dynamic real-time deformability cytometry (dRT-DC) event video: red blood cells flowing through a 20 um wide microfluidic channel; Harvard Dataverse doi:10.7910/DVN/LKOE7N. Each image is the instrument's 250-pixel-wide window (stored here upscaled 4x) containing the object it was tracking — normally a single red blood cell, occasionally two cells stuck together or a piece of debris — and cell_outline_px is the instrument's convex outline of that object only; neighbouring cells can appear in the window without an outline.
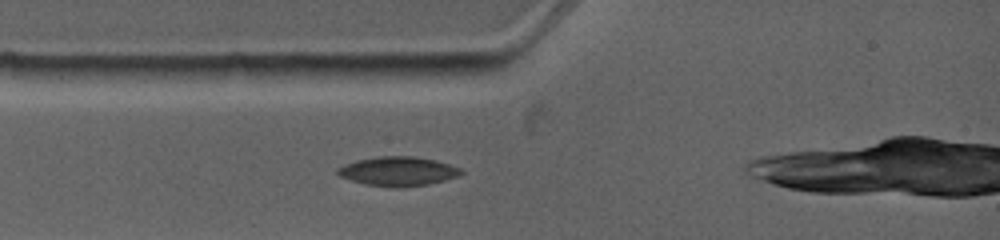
{"species": "common noctule bat (a hibernating species)", "species_latin": "Nyctalus noctula", "temperature_condition": "warm", "stored_images_in_passage": 3, "camera_frame_rate_fps": 4500, "um_per_image_px": 0.085, "animal": {"sex": "female", "body_mass_g": 19.0, "forearm_length_mm": 53.3}, "frame": {"image": 1, "passage_image": 3, "time_ms": 1.778, "image_size_px": [1000, 240], "cell_outline_px": [[464, 172], [456, 176], [444, 180], [428, 184], [396, 188], [364, 184], [340, 176], [336, 172], [336, 168], [344, 164], [356, 160], [376, 156], [412, 156], [436, 160], [460, 168]], "centroid_in_image_um": [33.79, 14.55], "position_along_channel_um": 51.2, "area_um2": 20.98}}